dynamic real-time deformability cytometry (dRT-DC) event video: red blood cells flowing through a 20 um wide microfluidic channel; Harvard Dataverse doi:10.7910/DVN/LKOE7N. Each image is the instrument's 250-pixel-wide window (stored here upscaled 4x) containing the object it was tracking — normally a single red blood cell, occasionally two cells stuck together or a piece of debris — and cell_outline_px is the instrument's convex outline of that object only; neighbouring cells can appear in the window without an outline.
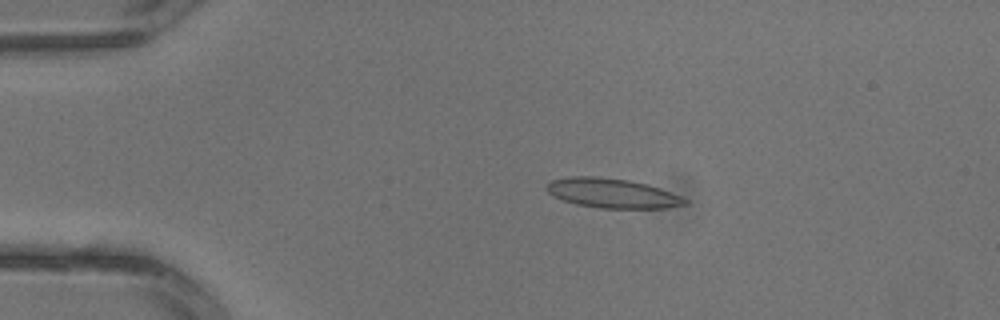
{"species": "common noctule bat (a hibernating species)", "species_latin": "Nyctalus noctula", "temperature_condition": "warm", "stored_images_in_passage": 2, "camera_frame_rate_fps": 3000, "um_per_image_px": 0.085, "animal": {"sex": "male", "body_mass_g": 13.3}, "frame": {"image": 1, "passage_image": 1, "time_ms": 0.0, "image_size_px": [1000, 320], "cell_outline_px": [[688, 204], [664, 208], [600, 208], [576, 204], [552, 196], [544, 188], [552, 180], [572, 176], [596, 176], [628, 180], [660, 188], [680, 196], [688, 200]], "centroid_in_image_um": [52.02, 16.42], "position_along_channel_um": 33.0, "area_um2": 23.64}}
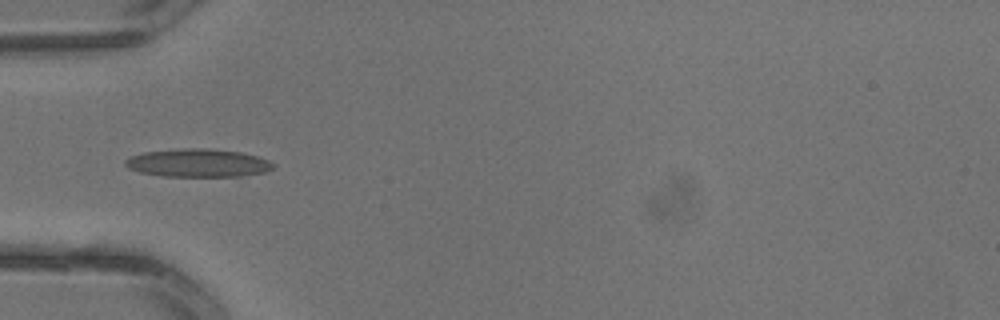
{"frame": {"image": 2, "passage_image": 2, "time_ms": 0.333, "image_size_px": [1000, 320], "cell_outline_px": [[276, 164], [272, 168], [264, 172], [240, 176], [164, 176], [140, 172], [128, 168], [124, 164], [124, 160], [132, 156], [144, 152], [184, 148], [204, 148], [240, 152], [256, 156], [268, 160]], "centroid_in_image_um": [16.81, 13.85], "position_along_channel_um": 68.2, "area_um2": 24.04}}